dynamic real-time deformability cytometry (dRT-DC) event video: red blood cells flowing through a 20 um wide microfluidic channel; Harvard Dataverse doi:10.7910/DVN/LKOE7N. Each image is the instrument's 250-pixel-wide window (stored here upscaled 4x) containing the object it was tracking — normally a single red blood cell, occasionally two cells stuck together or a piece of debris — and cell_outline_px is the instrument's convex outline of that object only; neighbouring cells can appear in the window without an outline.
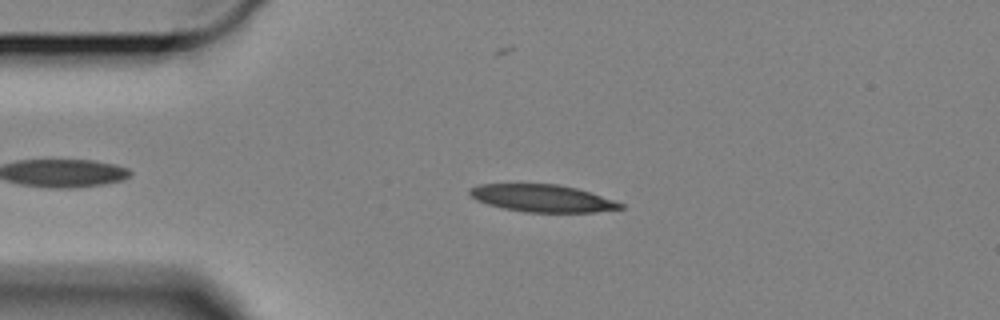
{"species": "Egyptian fruit bat (a non-hibernating species)", "species_latin": "Rousettus aegyptiacus", "temperature_condition": "cold", "stored_images_in_passage": 60, "camera_frame_rate_fps": 3000, "um_per_image_px": 0.085, "animal": {"sex": "female"}, "frame": {"image": 1, "passage_image": 12, "time_ms": 3.667, "image_size_px": [1000, 320], "cell_outline_px": [[624, 208], [596, 212], [524, 212], [504, 208], [488, 204], [476, 200], [468, 192], [468, 188], [480, 184], [556, 184], [576, 188], [624, 204]], "centroid_in_image_um": [46.06, 16.85], "position_along_channel_um": 38.9, "area_um2": 23.76}}
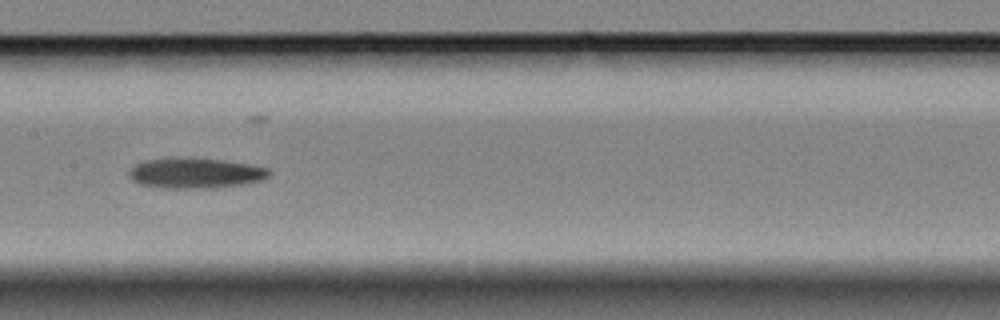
{"frame": {"image": 2, "passage_image": 28, "time_ms": 9.0, "image_size_px": [1000, 320], "cell_outline_px": [[272, 172], [264, 180], [244, 184], [212, 188], [160, 188], [140, 184], [132, 180], [128, 176], [128, 168], [144, 160], [224, 160], [248, 164], [268, 168]], "centroid_in_image_um": [16.62, 14.76], "position_along_channel_um": 190.8, "area_um2": 24.22}}
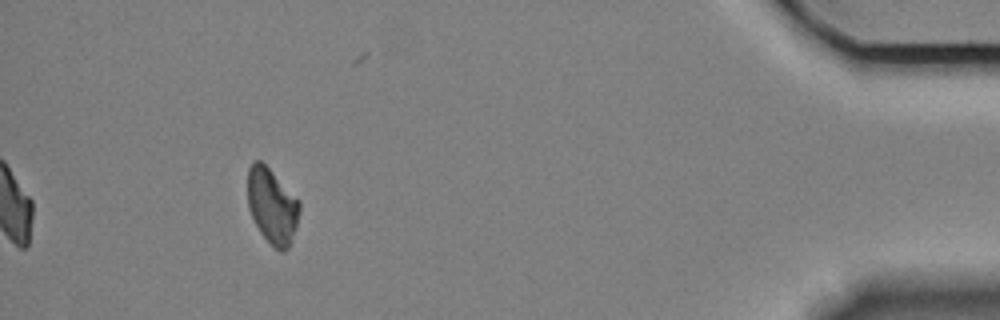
{"frame": {"image": 3, "passage_image": 54, "time_ms": 17.667, "image_size_px": [1000, 320], "cell_outline_px": [[300, 212], [296, 228], [288, 248], [284, 252], [280, 252], [272, 248], [260, 232], [248, 208], [248, 168], [252, 160], [260, 160], [300, 200]], "centroid_in_image_um": [23.14, 17.53], "position_along_channel_um": 412.1, "area_um2": 22.95}, "authors_computed_cell_mechanics": {"area_um2": 24.1026, "velocity_mm_per_s": 3.2882, "shape_relaxation_time_tau1_ms": 5.364, "shape_relaxation_time_tau2_ms": null, "deformation_change_tau1": 0.1442, "deformation_change_tau2": null}}